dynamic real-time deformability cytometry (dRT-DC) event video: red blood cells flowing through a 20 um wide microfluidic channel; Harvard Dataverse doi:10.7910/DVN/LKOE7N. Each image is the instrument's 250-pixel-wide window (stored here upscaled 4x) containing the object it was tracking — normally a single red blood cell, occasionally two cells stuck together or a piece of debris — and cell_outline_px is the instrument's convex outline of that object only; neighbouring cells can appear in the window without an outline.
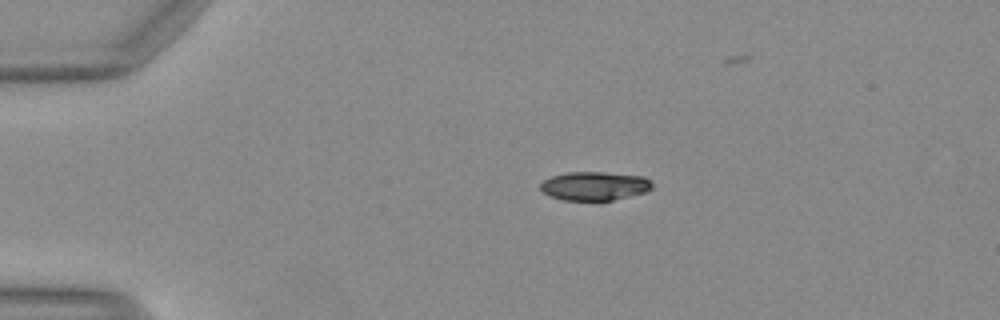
{"species": "Egyptian fruit bat (a non-hibernating species)", "species_latin": "Rousettus aegyptiacus", "temperature_condition": "warm", "stored_images_in_passage": 14, "camera_frame_rate_fps": 3000, "um_per_image_px": 0.085, "animal": {"sex": "female"}, "frame": {"image": 1, "passage_image": 1, "time_ms": 0.0, "image_size_px": [1000, 320], "cell_outline_px": [[652, 188], [648, 192], [612, 200], [564, 200], [552, 196], [544, 192], [540, 188], [540, 184], [544, 180], [552, 176], [568, 172], [604, 172], [644, 176], [652, 184]], "centroid_in_image_um": [50.56, 15.8], "position_along_channel_um": 34.4, "area_um2": 18.61}}
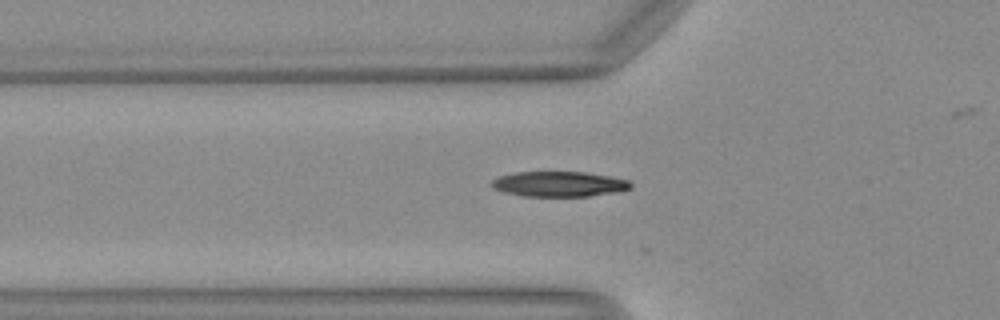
{"frame": {"image": 2, "passage_image": 8, "time_ms": 2.333, "image_size_px": [1000, 320], "cell_outline_px": [[632, 188], [620, 192], [588, 196], [524, 196], [504, 192], [492, 188], [492, 180], [500, 176], [516, 172], [584, 172], [612, 176], [628, 180], [632, 184]], "centroid_in_image_um": [47.57, 15.64], "position_along_channel_um": 78.2, "area_um2": 20.52}}
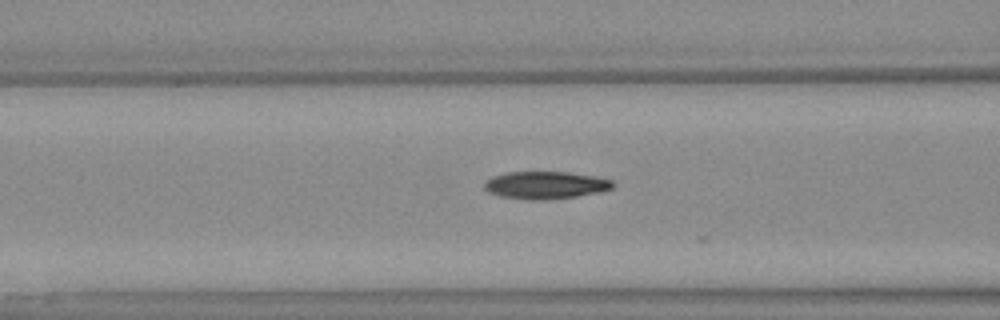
{"frame": {"image": 3, "passage_image": 11, "time_ms": 3.333, "image_size_px": [1000, 320], "cell_outline_px": [[616, 184], [612, 188], [596, 192], [576, 196], [540, 200], [528, 200], [500, 196], [484, 188], [484, 184], [492, 176], [508, 172], [568, 172], [596, 176], [612, 180]], "centroid_in_image_um": [46.38, 15.72], "position_along_channel_um": 120.2, "area_um2": 20.35}}